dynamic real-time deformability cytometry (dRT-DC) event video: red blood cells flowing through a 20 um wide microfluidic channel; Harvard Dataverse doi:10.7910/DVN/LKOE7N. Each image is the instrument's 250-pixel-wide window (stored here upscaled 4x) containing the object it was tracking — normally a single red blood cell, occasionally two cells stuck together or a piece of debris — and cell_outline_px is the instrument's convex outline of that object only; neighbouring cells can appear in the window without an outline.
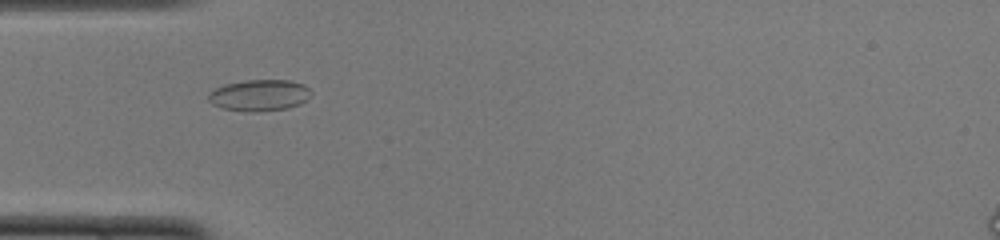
{"species": "common noctule bat (a hibernating species)", "species_latin": "Nyctalus noctula", "temperature_condition": "cold", "stored_images_in_passage": 49, "camera_frame_rate_fps": 3000, "um_per_image_px": 0.085, "animal": {"sex": "female", "body_mass_g": 22.0, "forearm_length_mm": 56.7}, "frame": {"image": 1, "passage_image": 14, "time_ms": 4.333, "image_size_px": [1000, 240], "cell_outline_px": [[312, 96], [300, 104], [288, 108], [252, 112], [248, 112], [220, 108], [212, 104], [208, 100], [208, 92], [224, 84], [248, 80], [288, 80], [304, 84], [312, 92]], "centroid_in_image_um": [22.04, 8.1], "position_along_channel_um": 63.0, "area_um2": 18.96}}
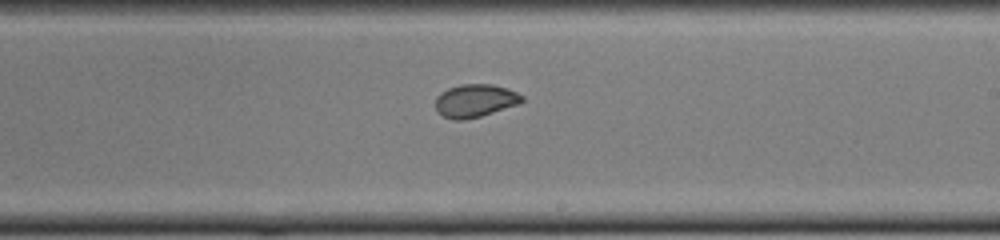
{"frame": {"image": 2, "passage_image": 28, "time_ms": 9.0, "image_size_px": [1000, 240], "cell_outline_px": [[524, 100], [520, 104], [480, 116], [464, 120], [452, 120], [436, 112], [436, 96], [440, 92], [448, 88], [460, 84], [492, 84], [516, 92], [524, 96]], "centroid_in_image_um": [40.37, 8.56], "position_along_channel_um": 248.6, "area_um2": 16.7}}
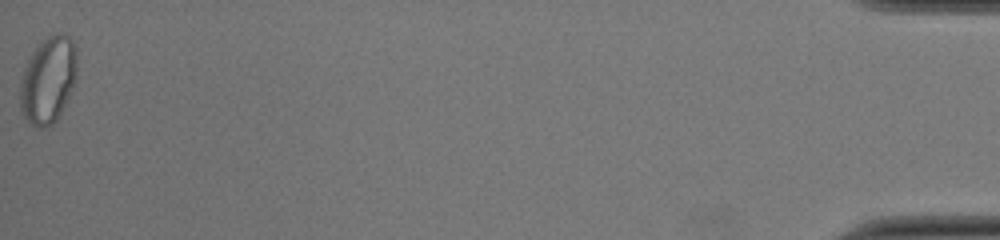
{"frame": {"image": 3, "passage_image": 49, "time_ms": 16.0, "image_size_px": [1000, 240], "cell_outline_px": [[76, 76], [60, 116], [52, 124], [44, 128], [40, 128], [32, 124], [24, 116], [20, 108], [20, 80], [28, 56], [48, 36], [56, 32], [64, 32], [72, 40], [76, 48]], "centroid_in_image_um": [4.08, 6.78], "position_along_channel_um": 431.1, "area_um2": 28.73}, "authors_computed_cell_mechanics": {"area_um2": 18.4382, "velocity_mm_per_s": 3.9949, "shape_relaxation_time_tau1_ms": 9.6563, "shape_relaxation_time_tau2_ms": null, "deformation_change_tau1": 0.1828, "deformation_change_tau2": null}}